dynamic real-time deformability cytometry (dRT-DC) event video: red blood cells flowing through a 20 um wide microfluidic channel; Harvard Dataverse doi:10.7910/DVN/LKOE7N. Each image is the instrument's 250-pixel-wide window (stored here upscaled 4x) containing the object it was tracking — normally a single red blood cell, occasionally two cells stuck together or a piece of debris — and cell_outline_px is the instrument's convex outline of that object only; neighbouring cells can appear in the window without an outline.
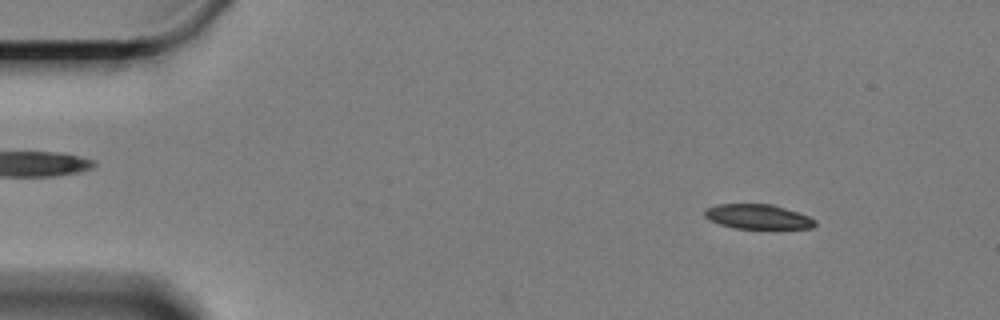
{"species": "Egyptian fruit bat (a non-hibernating species)", "species_latin": "Rousettus aegyptiacus", "temperature_condition": "cold", "stored_images_in_passage": 54, "camera_frame_rate_fps": 3000, "um_per_image_px": 0.085, "animal": {"sex": "female"}, "frame": {"image": 1, "passage_image": 7, "time_ms": 2.0, "image_size_px": [1000, 320], "cell_outline_px": [[816, 224], [812, 228], [736, 228], [720, 224], [708, 220], [704, 216], [704, 208], [716, 204], [772, 204], [808, 216], [816, 220]], "centroid_in_image_um": [64.36, 18.41], "position_along_channel_um": 20.6, "area_um2": 15.78}}
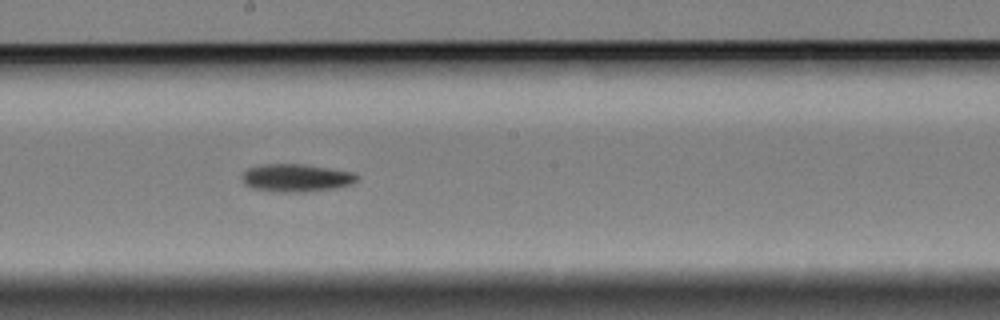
{"frame": {"image": 2, "passage_image": 33, "time_ms": 10.667, "image_size_px": [1000, 320], "cell_outline_px": [[360, 176], [352, 184], [336, 188], [304, 192], [272, 192], [252, 188], [244, 184], [240, 176], [248, 168], [264, 164], [300, 164], [356, 172]], "centroid_in_image_um": [25.18, 15.13], "position_along_channel_um": 223.0, "area_um2": 18.84}}
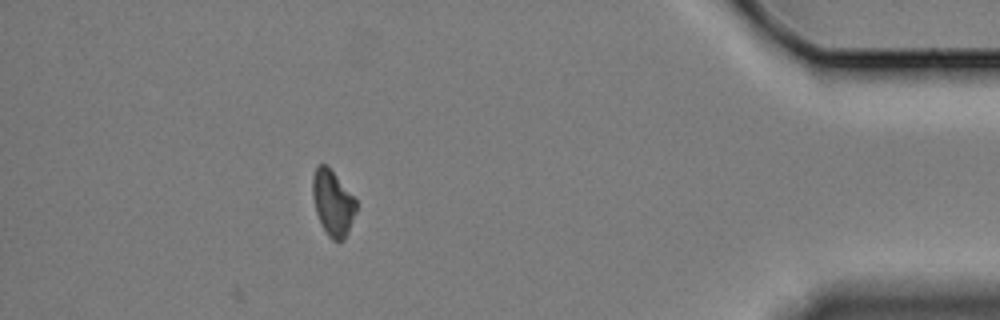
{"frame": {"image": 3, "passage_image": 54, "time_ms": 17.667, "image_size_px": [1000, 320], "cell_outline_px": [[356, 212], [348, 232], [344, 240], [332, 240], [328, 236], [316, 212], [312, 196], [312, 176], [316, 164], [324, 164], [332, 172], [356, 200]], "centroid_in_image_um": [28.26, 17.25], "position_along_channel_um": 406.9, "area_um2": 16.3}, "authors_computed_cell_mechanics": {"area_um2": 17.6579, "velocity_mm_per_s": 3.2906, "shape_relaxation_time_tau1_ms": 6.7472, "shape_relaxation_time_tau2_ms": null, "deformation_change_tau1": 0.1201, "deformation_change_tau2": null}}